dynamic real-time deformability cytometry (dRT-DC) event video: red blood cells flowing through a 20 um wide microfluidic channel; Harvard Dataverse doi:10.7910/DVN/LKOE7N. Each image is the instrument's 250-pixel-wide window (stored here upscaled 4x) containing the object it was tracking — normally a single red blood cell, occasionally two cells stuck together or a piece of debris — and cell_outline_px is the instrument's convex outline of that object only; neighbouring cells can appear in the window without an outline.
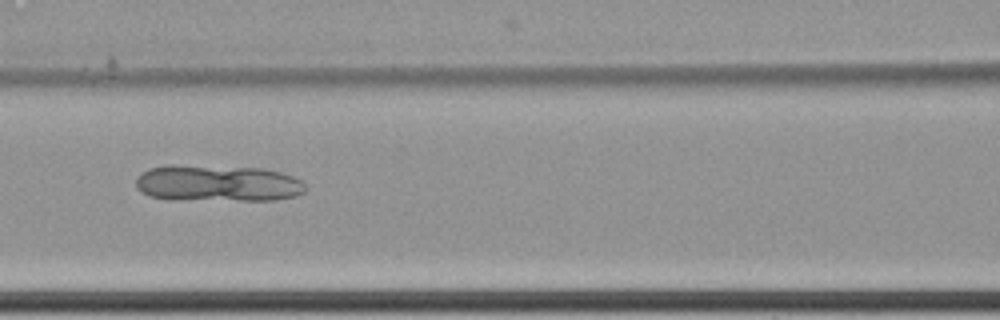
{"species": "common noctule bat (a hibernating species)", "species_latin": "Nyctalus noctula", "temperature_condition": "cold", "stored_images_in_passage": 5, "camera_frame_rate_fps": 3000, "um_per_image_px": 0.085, "animal": {"sex": "female", "body_mass_g": 22.7, "forearm_length_mm": 54.2}, "frame": {"image": 1, "passage_image": 3, "time_ms": 0.667, "image_size_px": [1000, 320], "cell_outline_px": [[308, 188], [304, 192], [296, 196], [272, 200], [176, 200], [148, 196], [140, 192], [136, 188], [136, 176], [140, 172], [148, 168], [260, 168], [280, 172], [304, 180]], "centroid_in_image_um": [18.57, 15.64], "position_along_channel_um": 148.0, "area_um2": 35.32}}
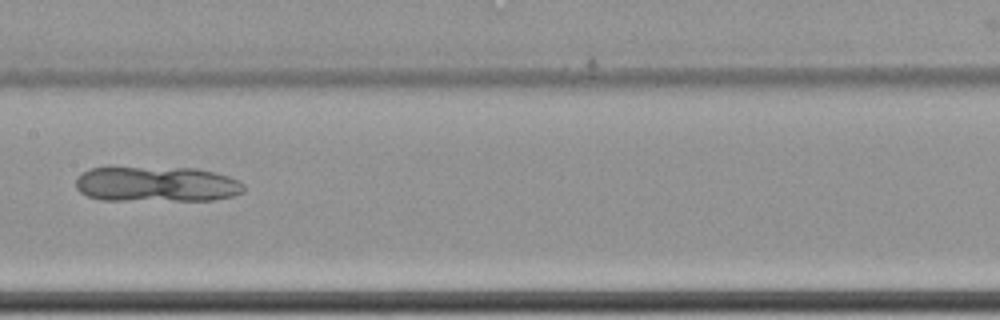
{"frame": {"image": 2, "passage_image": 4, "time_ms": 1.0, "image_size_px": [1000, 320], "cell_outline_px": [[244, 192], [232, 196], [212, 200], [100, 200], [88, 196], [80, 192], [76, 188], [76, 176], [88, 168], [108, 164], [196, 168], [216, 172], [240, 180], [244, 184]], "centroid_in_image_um": [13.23, 15.59], "position_along_channel_um": 194.2, "area_um2": 36.36}}
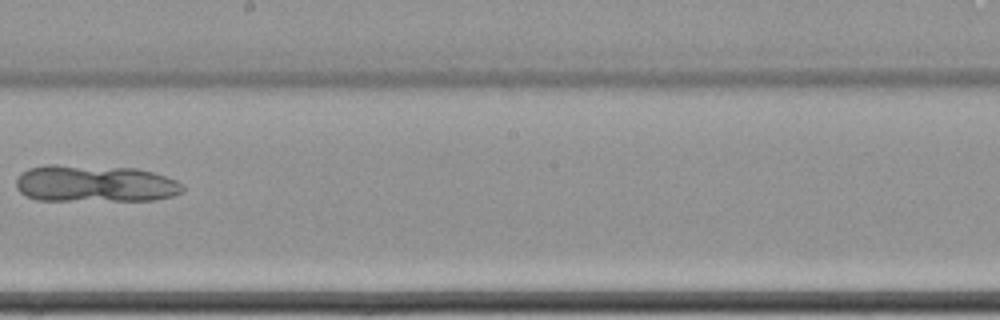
{"frame": {"image": 3, "passage_image": 5, "time_ms": 1.333, "image_size_px": [1000, 320], "cell_outline_px": [[184, 192], [172, 196], [156, 200], [36, 200], [20, 192], [16, 188], [16, 180], [20, 172], [28, 168], [44, 164], [56, 164], [136, 168], [152, 172], [176, 180], [184, 184]], "centroid_in_image_um": [8.06, 15.6], "position_along_channel_um": 240.1, "area_um2": 36.3}}